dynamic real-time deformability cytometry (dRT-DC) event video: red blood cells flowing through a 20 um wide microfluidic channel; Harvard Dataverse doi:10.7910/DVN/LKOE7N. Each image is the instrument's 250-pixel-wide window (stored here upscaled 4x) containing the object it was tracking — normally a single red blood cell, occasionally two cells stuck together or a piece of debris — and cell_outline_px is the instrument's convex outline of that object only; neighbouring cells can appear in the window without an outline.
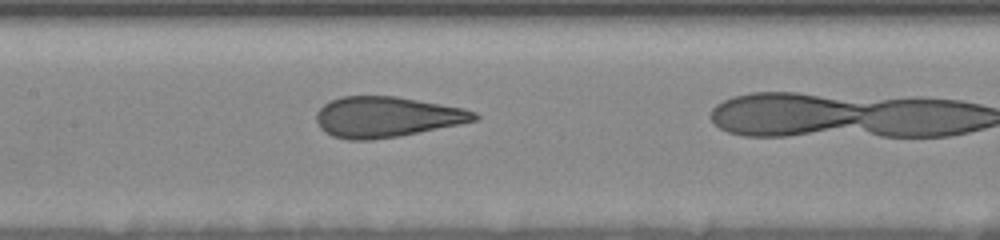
{"species": "human", "species_latin": "Homo sapiens", "temperature_condition": "room temperature", "stored_images_in_passage": 20, "camera_frame_rate_fps": 3000, "um_per_image_px": 0.085, "donor": {"sex": "female"}, "frame": {"image": 1, "passage_image": 17, "time_ms": 7.667, "image_size_px": [1000, 240], "cell_outline_px": [[480, 116], [476, 120], [460, 124], [400, 136], [372, 140], [348, 140], [332, 136], [324, 132], [320, 128], [316, 120], [316, 112], [328, 100], [340, 96], [396, 96], [464, 108], [476, 112]], "centroid_in_image_um": [32.84, 9.94], "position_along_channel_um": 174.6, "area_um2": 37.63}}